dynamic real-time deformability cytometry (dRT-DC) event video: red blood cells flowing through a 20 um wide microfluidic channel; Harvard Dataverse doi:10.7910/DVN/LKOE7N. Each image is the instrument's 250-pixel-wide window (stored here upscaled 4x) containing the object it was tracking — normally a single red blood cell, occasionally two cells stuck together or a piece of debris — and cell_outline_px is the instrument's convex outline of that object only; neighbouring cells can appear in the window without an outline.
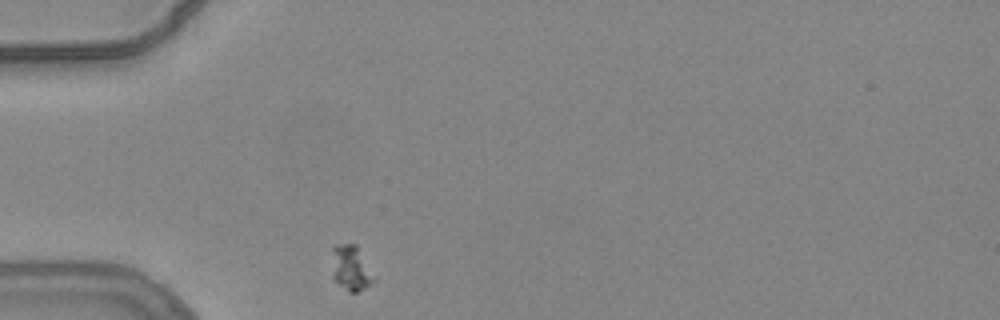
{"species": "common noctule bat (a hibernating species)", "species_latin": "Nyctalus noctula", "temperature_condition": "warm", "stored_images_in_passage": 31, "camera_frame_rate_fps": 3000, "um_per_image_px": 0.085, "animal": {"sex": "female", "body_mass_g": 24.6, "forearm_length_mm": 56.2}, "frame": {"image": 1, "passage_image": 1, "time_ms": 0.0, "image_size_px": [1000, 320], "cell_outline_px": [[376, 280], [364, 288], [356, 292], [348, 292], [332, 276], [332, 248], [336, 244], [356, 244]], "centroid_in_image_um": [29.81, 22.77], "position_along_channel_um": 55.2, "area_um2": 10.87}}